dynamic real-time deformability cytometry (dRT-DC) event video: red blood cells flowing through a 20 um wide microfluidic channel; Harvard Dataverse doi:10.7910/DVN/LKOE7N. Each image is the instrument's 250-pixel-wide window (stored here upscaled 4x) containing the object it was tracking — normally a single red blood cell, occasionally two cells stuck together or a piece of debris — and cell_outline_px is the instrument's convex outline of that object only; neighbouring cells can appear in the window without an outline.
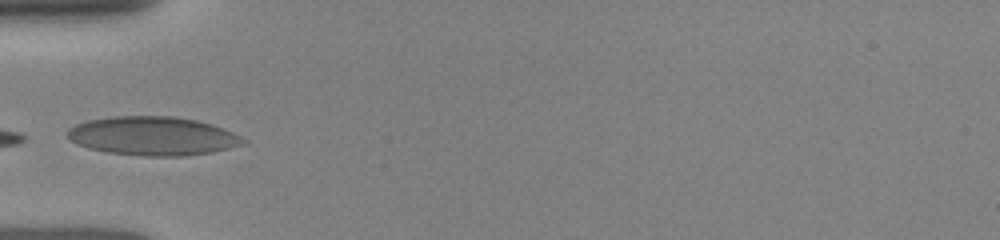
{"species": "human", "species_latin": "Homo sapiens", "temperature_condition": "room temperature", "stored_images_in_passage": 3, "camera_frame_rate_fps": 3000, "um_per_image_px": 0.085, "donor": {"sex": "female"}, "frame": {"image": 1, "passage_image": 1, "time_ms": 0.0, "image_size_px": [1000, 240], "cell_outline_px": [[248, 140], [244, 144], [212, 152], [184, 156], [144, 156], [108, 152], [88, 148], [76, 144], [64, 136], [68, 128], [76, 124], [88, 120], [112, 116], [176, 116], [196, 120], [212, 124], [224, 128]], "centroid_in_image_um": [12.96, 11.55], "position_along_channel_um": 72.0, "area_um2": 40.0}}